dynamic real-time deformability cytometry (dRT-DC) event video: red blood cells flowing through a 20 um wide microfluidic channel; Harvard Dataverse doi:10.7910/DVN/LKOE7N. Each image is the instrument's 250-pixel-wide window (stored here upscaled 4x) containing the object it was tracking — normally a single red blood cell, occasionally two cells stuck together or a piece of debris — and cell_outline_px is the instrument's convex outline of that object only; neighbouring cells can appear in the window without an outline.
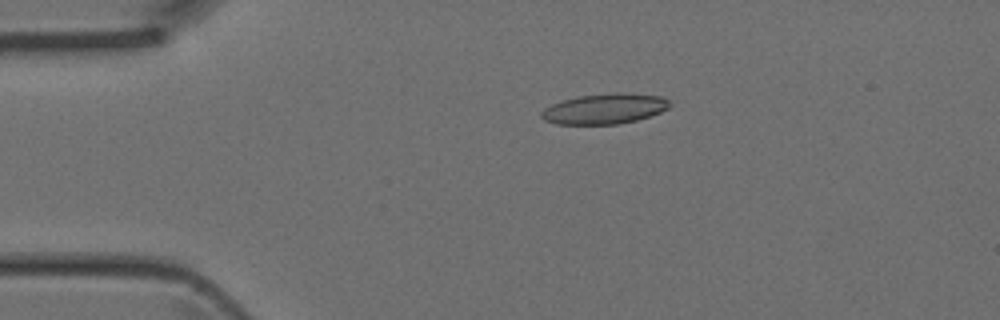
{"species": "Egyptian fruit bat (a non-hibernating species)", "species_latin": "Rousettus aegyptiacus", "temperature_condition": "room temperature", "stored_images_in_passage": 1, "camera_frame_rate_fps": 3000, "um_per_image_px": 0.085, "animal": {"sex": "female"}, "frame": {"image": 1, "passage_image": 1, "time_ms": 0.0, "image_size_px": [1000, 320], "cell_outline_px": [[672, 104], [668, 108], [660, 112], [636, 120], [620, 124], [556, 124], [544, 120], [540, 116], [540, 112], [544, 108], [560, 100], [580, 96], [612, 92], [624, 92], [660, 96], [668, 100]], "centroid_in_image_um": [51.37, 9.24], "position_along_channel_um": 33.6, "area_um2": 22.83}}